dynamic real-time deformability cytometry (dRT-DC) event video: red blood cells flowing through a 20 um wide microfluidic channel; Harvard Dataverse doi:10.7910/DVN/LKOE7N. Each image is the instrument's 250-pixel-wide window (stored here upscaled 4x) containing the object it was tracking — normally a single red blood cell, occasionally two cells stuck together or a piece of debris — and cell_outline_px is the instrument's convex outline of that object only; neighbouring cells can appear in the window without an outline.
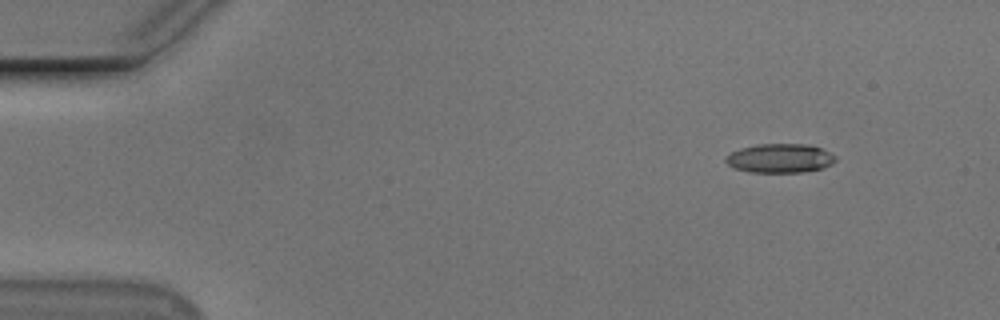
{"species": "Egyptian fruit bat (a non-hibernating species)", "species_latin": "Rousettus aegyptiacus", "temperature_condition": "cold", "stored_images_in_passage": 15, "camera_frame_rate_fps": 3000, "um_per_image_px": 0.085, "animal": {"sex": "male"}, "frame": {"image": 1, "passage_image": 1, "time_ms": 0.0, "image_size_px": [1000, 320], "cell_outline_px": [[836, 160], [832, 164], [820, 168], [800, 172], [748, 172], [736, 168], [728, 164], [724, 160], [732, 152], [740, 148], [756, 144], [808, 144], [820, 148], [836, 156]], "centroid_in_image_um": [66.29, 13.44], "position_along_channel_um": 18.7, "area_um2": 18.38}}
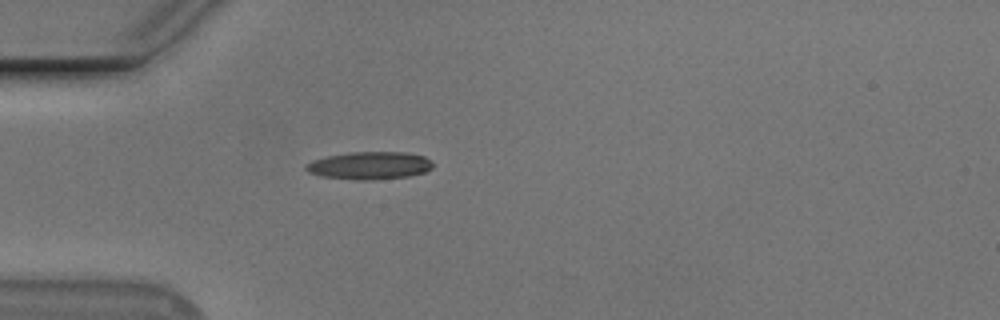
{"frame": {"image": 2, "passage_image": 11, "time_ms": 3.333, "image_size_px": [1000, 320], "cell_outline_px": [[432, 168], [424, 172], [408, 176], [372, 180], [356, 180], [324, 176], [308, 172], [304, 168], [304, 164], [312, 160], [328, 156], [348, 152], [404, 152], [424, 156], [432, 160]], "centroid_in_image_um": [31.4, 14.06], "position_along_channel_um": 53.6, "area_um2": 20.46}}